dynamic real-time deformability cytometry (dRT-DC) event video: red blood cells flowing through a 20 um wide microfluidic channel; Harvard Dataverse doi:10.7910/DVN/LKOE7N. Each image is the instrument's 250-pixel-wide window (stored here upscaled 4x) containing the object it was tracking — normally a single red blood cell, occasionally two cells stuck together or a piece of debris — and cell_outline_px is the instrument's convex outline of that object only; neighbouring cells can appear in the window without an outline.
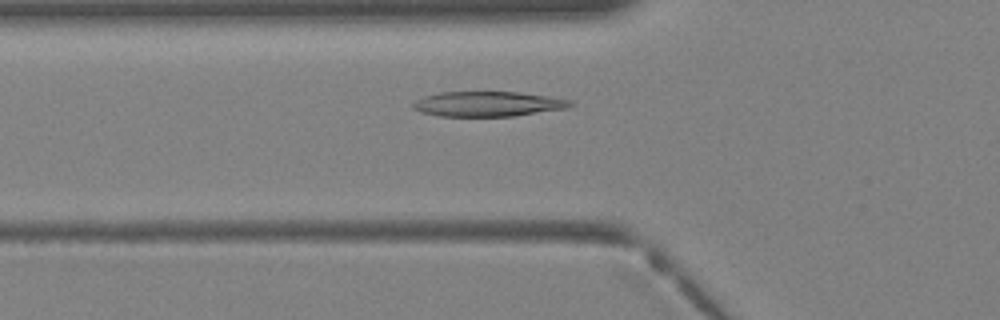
{"species": "Egyptian fruit bat (a non-hibernating species)", "species_latin": "Rousettus aegyptiacus", "temperature_condition": "warm", "stored_images_in_passage": 34, "camera_frame_rate_fps": 3000, "um_per_image_px": 0.085, "animal": {"sex": "female"}, "frame": {"image": 1, "passage_image": 9, "time_ms": 2.667, "image_size_px": [1000, 320], "cell_outline_px": [[572, 104], [568, 108], [512, 116], [440, 116], [420, 112], [412, 108], [412, 104], [416, 100], [424, 96], [440, 92], [520, 92], [548, 96], [572, 100]], "centroid_in_image_um": [41.45, 8.83], "position_along_channel_um": 84.3, "area_um2": 22.89}}
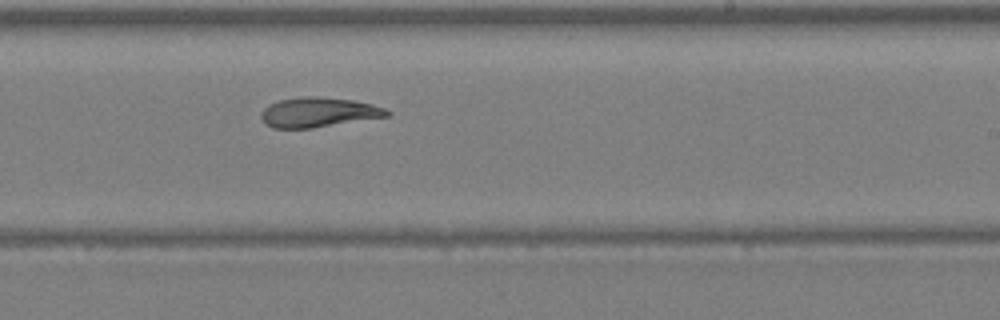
{"frame": {"image": 2, "passage_image": 19, "time_ms": 6.0, "image_size_px": [1000, 320], "cell_outline_px": [[392, 112], [388, 116], [312, 128], [272, 128], [264, 124], [260, 116], [264, 108], [268, 104], [280, 100], [300, 96], [312, 96], [352, 100], [372, 104], [384, 108]], "centroid_in_image_um": [27.03, 9.55], "position_along_channel_um": 262.0, "area_um2": 21.79}}
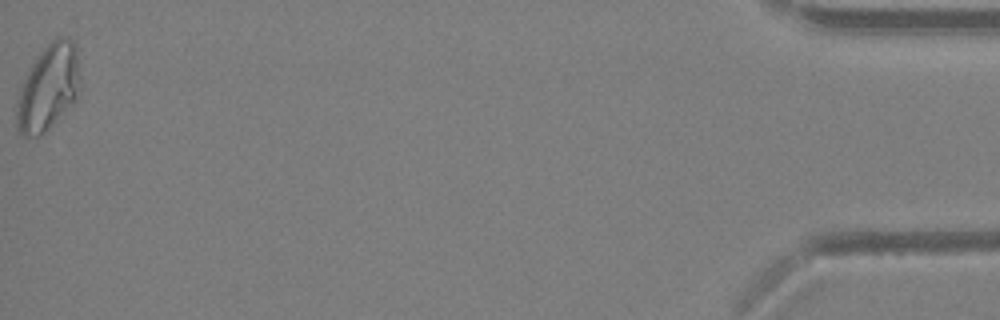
{"frame": {"image": 3, "passage_image": 34, "time_ms": 11.0, "image_size_px": [1000, 320], "cell_outline_px": [[80, 96], [40, 136], [24, 136], [16, 128], [16, 100], [24, 80], [36, 56], [56, 36], [64, 36], [72, 40], [76, 44]], "centroid_in_image_um": [4.11, 7.43], "position_along_channel_um": 431.1, "area_um2": 31.62}}